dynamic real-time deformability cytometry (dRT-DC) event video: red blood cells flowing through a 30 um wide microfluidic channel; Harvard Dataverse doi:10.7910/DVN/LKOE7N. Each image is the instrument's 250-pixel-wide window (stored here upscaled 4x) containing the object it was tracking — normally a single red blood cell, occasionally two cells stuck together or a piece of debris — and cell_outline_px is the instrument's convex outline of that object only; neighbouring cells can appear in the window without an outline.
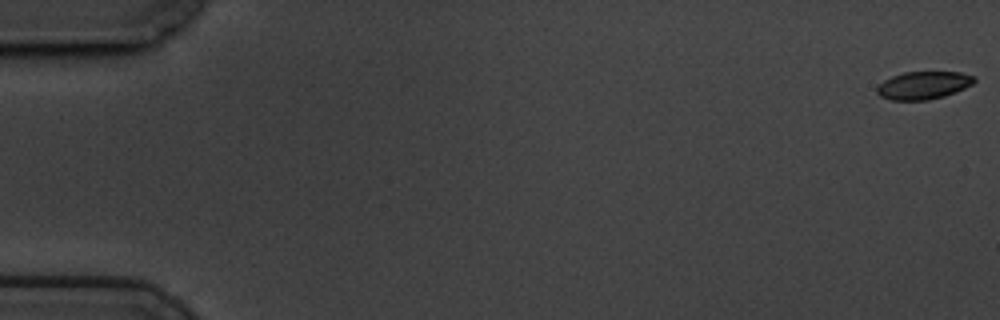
{"species": "common noctule bat (a hibernating species)", "species_latin": "Nyctalus noctula", "temperature_condition": "cold", "stored_images_in_passage": 59, "camera_frame_rate_fps": 3000, "um_per_image_px": 0.085, "animal": {"sex": "male", "body_mass_g": 19.5, "forearm_length_mm": 54.6}, "frame": {"image": 1, "passage_image": 1, "time_ms": 0.0, "image_size_px": [1000, 320], "cell_outline_px": [[976, 80], [972, 84], [956, 92], [944, 96], [928, 100], [888, 100], [880, 96], [876, 92], [876, 88], [884, 80], [892, 76], [904, 72], [960, 72], [976, 76]], "centroid_in_image_um": [78.49, 7.25], "position_along_channel_um": 6.5, "area_um2": 15.84}}
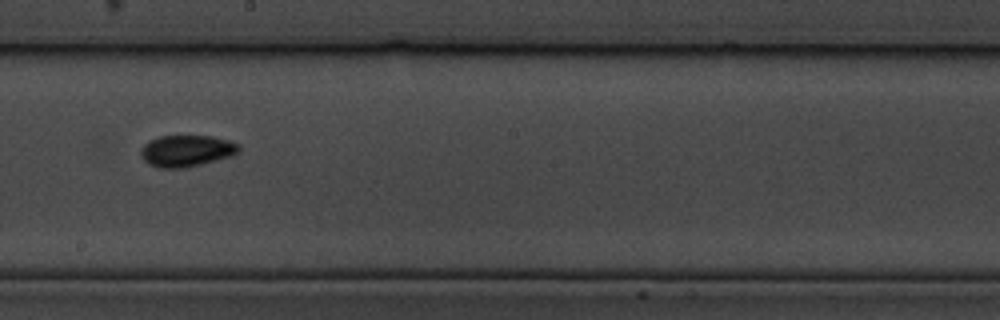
{"frame": {"image": 2, "passage_image": 34, "time_ms": 11.0, "image_size_px": [1000, 320], "cell_outline_px": [[240, 152], [232, 156], [188, 168], [156, 168], [148, 164], [144, 160], [140, 152], [144, 144], [148, 140], [160, 136], [212, 136], [228, 140], [240, 144]], "centroid_in_image_um": [15.87, 12.83], "position_along_channel_um": 232.3, "area_um2": 18.32}}
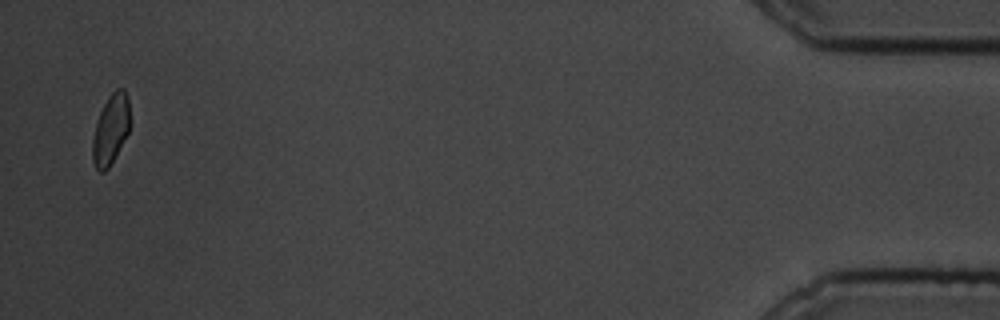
{"frame": {"image": 3, "passage_image": 58, "time_ms": 19.0, "image_size_px": [1000, 320], "cell_outline_px": [[128, 132], [108, 168], [104, 172], [100, 172], [96, 168], [92, 160], [92, 140], [96, 124], [100, 112], [108, 96], [116, 88], [124, 88], [128, 96]], "centroid_in_image_um": [9.38, 10.99], "position_along_channel_um": 425.8, "area_um2": 14.91}, "authors_computed_cell_mechanics": {"area_um2": 16.7042, "velocity_mm_per_s": 3.4564, "shape_relaxation_time_tau1_ms": 3.0933, "shape_relaxation_time_tau2_ms": 2.0166, "deformation_change_tau1": 0.1049, "deformation_change_tau2": 0.0474}}